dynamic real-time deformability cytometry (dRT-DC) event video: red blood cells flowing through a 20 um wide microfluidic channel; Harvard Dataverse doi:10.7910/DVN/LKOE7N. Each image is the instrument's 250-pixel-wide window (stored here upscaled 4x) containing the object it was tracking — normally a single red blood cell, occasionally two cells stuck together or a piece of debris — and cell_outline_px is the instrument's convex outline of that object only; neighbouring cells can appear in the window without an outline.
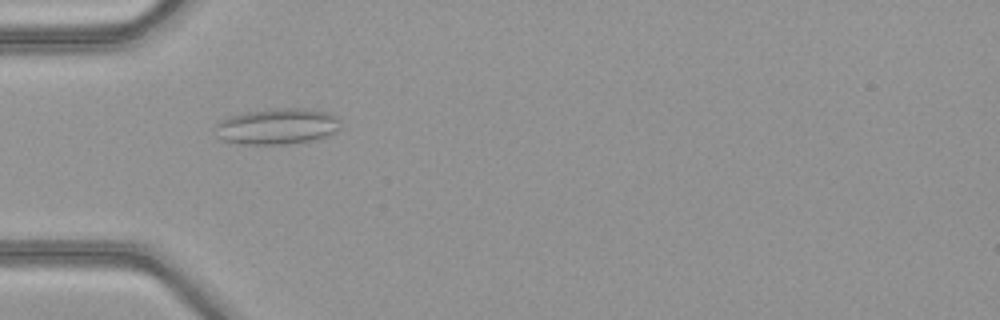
{"species": "common noctule bat (a hibernating species)", "species_latin": "Nyctalus noctula", "temperature_condition": "warm", "stored_images_in_passage": 31, "camera_frame_rate_fps": 3000, "um_per_image_px": 0.085, "animal": {"sex": "female", "body_mass_g": 21.9}, "frame": {"image": 1, "passage_image": 4, "time_ms": 1.0, "image_size_px": [1000, 320], "cell_outline_px": [[340, 128], [316, 140], [288, 144], [236, 144], [224, 140], [220, 136], [216, 124], [220, 120], [228, 116], [248, 112], [280, 108], [304, 108], [328, 112], [340, 116]], "centroid_in_image_um": [23.62, 10.74], "position_along_channel_um": 61.4, "area_um2": 26.18}}
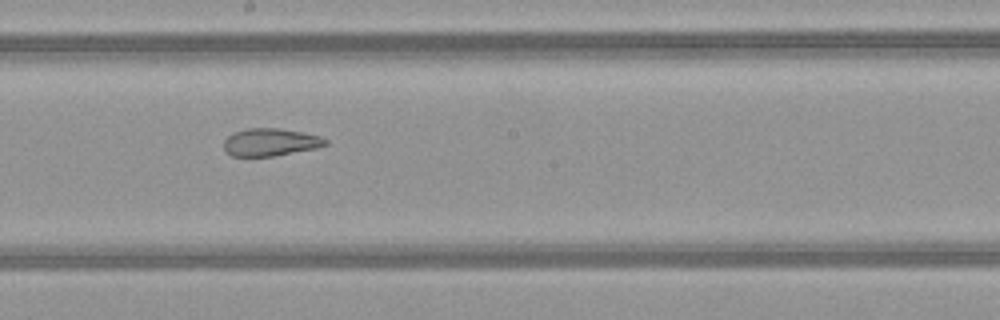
{"frame": {"image": 2, "passage_image": 16, "time_ms": 5.0, "image_size_px": [1000, 320], "cell_outline_px": [[328, 144], [316, 148], [276, 156], [232, 156], [224, 152], [224, 140], [232, 132], [248, 128], [276, 128], [300, 132], [320, 136], [328, 140]], "centroid_in_image_um": [22.95, 12.09], "position_along_channel_um": 225.2, "area_um2": 16.42}}
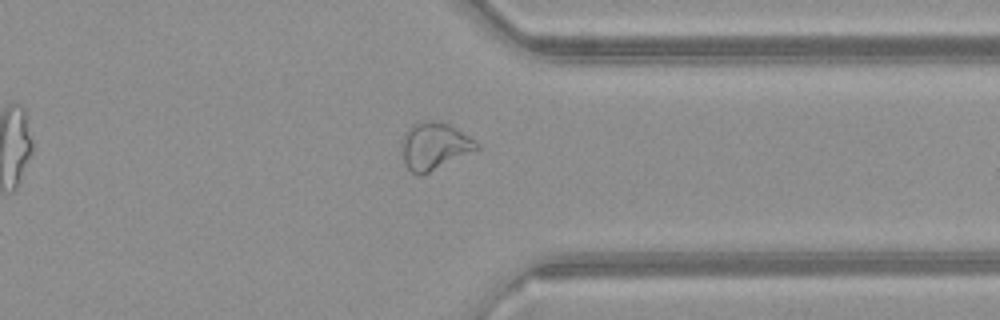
{"frame": {"image": 3, "passage_image": 27, "time_ms": 8.667, "image_size_px": [1000, 320], "cell_outline_px": [[480, 148], [420, 176], [412, 172], [408, 168], [400, 152], [400, 148], [404, 136], [408, 128], [412, 124], [424, 120], [440, 120], [456, 128], [476, 140], [480, 144]], "centroid_in_image_um": [36.91, 12.39], "position_along_channel_um": 374.5, "area_um2": 20.63}, "authors_computed_cell_mechanics": {"area_um2": 17.8602, "velocity_mm_per_s": 4.1404, "shape_relaxation_time_tau1_ms": null, "shape_relaxation_time_tau2_ms": 2.5861, "deformation_change_tau1": null, "deformation_change_tau2": 0.107}}